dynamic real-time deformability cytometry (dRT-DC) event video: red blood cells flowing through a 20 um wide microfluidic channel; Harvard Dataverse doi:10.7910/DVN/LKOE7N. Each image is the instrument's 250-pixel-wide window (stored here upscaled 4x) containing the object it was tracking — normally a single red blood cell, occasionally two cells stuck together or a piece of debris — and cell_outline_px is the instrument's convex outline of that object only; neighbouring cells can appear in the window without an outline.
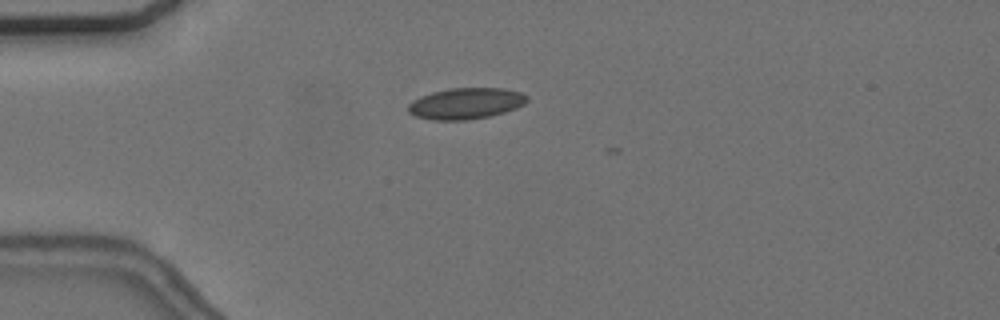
{"species": "common noctule bat (a hibernating species)", "species_latin": "Nyctalus noctula", "temperature_condition": "cold", "stored_images_in_passage": 6, "camera_frame_rate_fps": 3000, "um_per_image_px": 0.085, "animal": {"sex": "female", "body_mass_g": 24.6, "forearm_length_mm": 56.2}, "frame": {"image": 1, "passage_image": 4, "time_ms": 1.0, "image_size_px": [1000, 320], "cell_outline_px": [[528, 100], [524, 104], [516, 108], [504, 112], [488, 116], [468, 120], [432, 120], [416, 116], [408, 112], [408, 104], [412, 100], [420, 96], [432, 92], [448, 88], [504, 88], [520, 92], [528, 96]], "centroid_in_image_um": [39.58, 8.79], "position_along_channel_um": 45.4, "area_um2": 21.68}}